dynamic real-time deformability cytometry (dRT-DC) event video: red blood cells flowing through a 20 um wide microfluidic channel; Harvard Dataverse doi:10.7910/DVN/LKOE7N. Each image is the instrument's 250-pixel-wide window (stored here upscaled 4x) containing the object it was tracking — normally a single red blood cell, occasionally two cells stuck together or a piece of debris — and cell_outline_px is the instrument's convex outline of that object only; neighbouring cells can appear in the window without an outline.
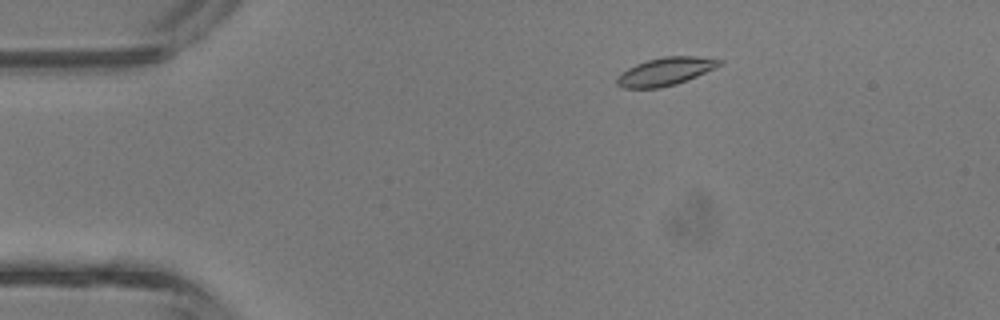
{"species": "common noctule bat (a hibernating species)", "species_latin": "Nyctalus noctula", "temperature_condition": "room temperature", "stored_images_in_passage": 3, "camera_frame_rate_fps": 3000, "um_per_image_px": 0.085, "animal": {"sex": "male", "body_mass_g": 13.3}, "frame": {"image": 1, "passage_image": 2, "time_ms": 0.333, "image_size_px": [1000, 320], "cell_outline_px": [[724, 64], [716, 68], [676, 84], [660, 88], [624, 88], [616, 84], [616, 76], [628, 68], [636, 64], [648, 60], [664, 56], [696, 56], [724, 60]], "centroid_in_image_um": [56.58, 6.07], "position_along_channel_um": 28.4, "area_um2": 16.76}}